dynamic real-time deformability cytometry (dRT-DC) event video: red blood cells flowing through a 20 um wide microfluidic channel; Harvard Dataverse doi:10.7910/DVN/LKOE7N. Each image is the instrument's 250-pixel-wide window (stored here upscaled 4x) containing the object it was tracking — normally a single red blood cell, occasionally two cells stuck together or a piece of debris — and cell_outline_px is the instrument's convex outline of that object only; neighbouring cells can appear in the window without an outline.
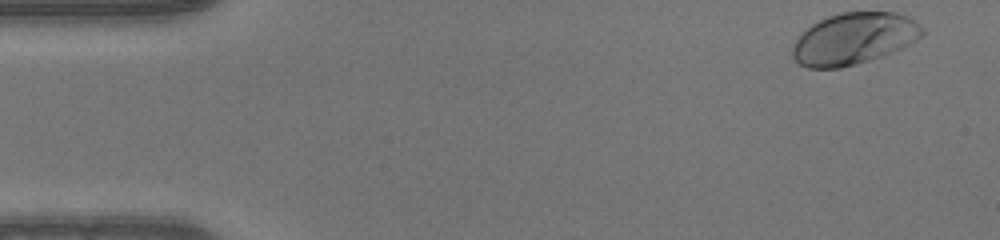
{"species": "human", "species_latin": "Homo sapiens", "temperature_condition": "warm", "stored_images_in_passage": 48, "camera_frame_rate_fps": 3000, "um_per_image_px": 0.085, "donor": {"sex": "male"}, "frame": {"image": 1, "passage_image": 1, "time_ms": 0.0, "image_size_px": [1000, 240], "cell_outline_px": [[924, 32], [916, 40], [892, 52], [856, 64], [840, 68], [808, 68], [800, 64], [792, 56], [792, 44], [800, 32], [812, 24], [828, 16], [840, 12], [896, 12], [908, 16], [920, 24]], "centroid_in_image_um": [72.54, 3.27], "position_along_channel_um": 12.5, "area_um2": 39.02}}
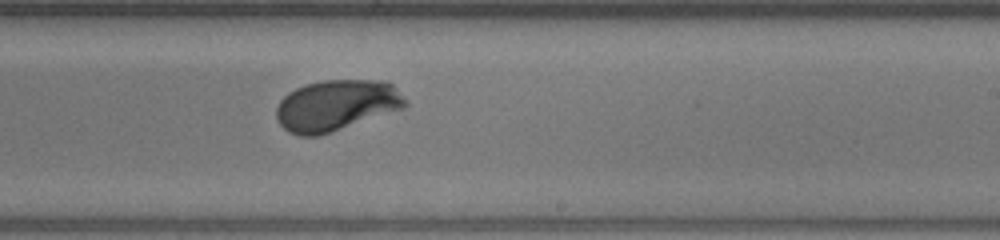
{"frame": {"image": 2, "passage_image": 28, "time_ms": 9.0, "image_size_px": [1000, 240], "cell_outline_px": [[408, 104], [404, 108], [316, 136], [300, 136], [288, 132], [276, 120], [276, 108], [280, 100], [288, 92], [304, 84], [324, 80], [388, 80], [396, 88]], "centroid_in_image_um": [28.56, 8.94], "position_along_channel_um": 260.4, "area_um2": 38.15}}
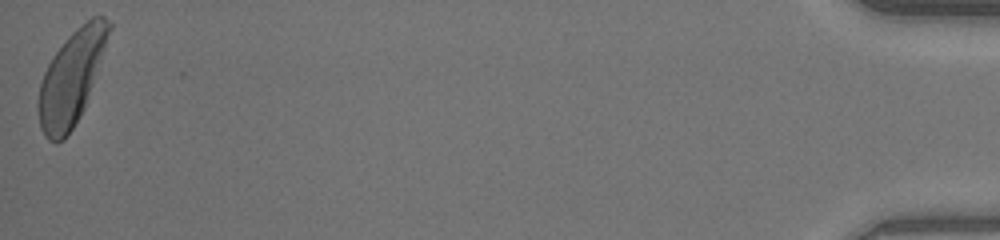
{"frame": {"image": 3, "passage_image": 48, "time_ms": 15.667, "image_size_px": [1000, 240], "cell_outline_px": [[112, 28], [84, 108], [80, 116], [64, 140], [56, 144], [48, 140], [44, 136], [40, 128], [40, 84], [44, 72], [48, 64], [56, 52], [68, 36], [76, 28], [92, 16], [104, 16], [112, 24]], "centroid_in_image_um": [6.09, 6.6], "position_along_channel_um": 429.1, "area_um2": 37.69}}